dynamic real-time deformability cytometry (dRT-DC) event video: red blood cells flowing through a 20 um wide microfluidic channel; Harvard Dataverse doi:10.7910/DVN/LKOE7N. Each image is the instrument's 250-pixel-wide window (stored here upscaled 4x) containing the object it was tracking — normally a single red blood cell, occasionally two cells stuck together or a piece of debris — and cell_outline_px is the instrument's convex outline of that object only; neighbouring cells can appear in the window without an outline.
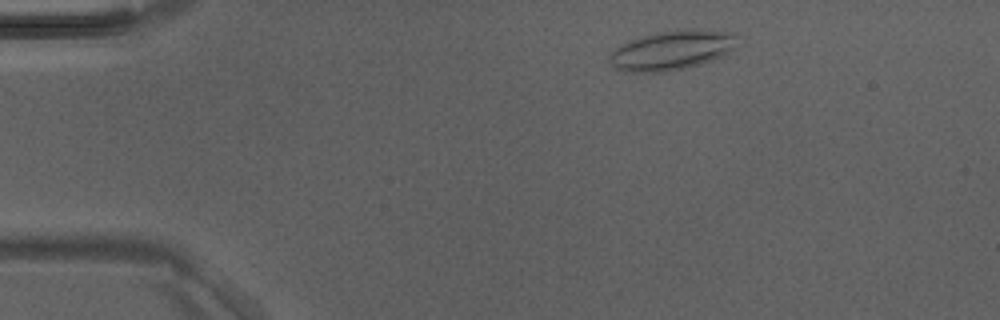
{"species": "Egyptian fruit bat (a non-hibernating species)", "species_latin": "Rousettus aegyptiacus", "temperature_condition": "room temperature", "stored_images_in_passage": 4, "camera_frame_rate_fps": 3000, "um_per_image_px": 0.085, "animal": {"sex": "male"}, "frame": {"image": 1, "passage_image": 2, "time_ms": 0.333, "image_size_px": [1000, 320], "cell_outline_px": [[736, 36], [732, 48], [724, 56], [700, 64], [684, 68], [664, 72], [624, 72], [616, 68], [608, 60], [608, 56], [620, 44], [628, 40], [656, 32], [688, 28], [696, 28], [736, 32]], "centroid_in_image_um": [57.09, 4.25], "position_along_channel_um": 27.9, "area_um2": 29.65}}